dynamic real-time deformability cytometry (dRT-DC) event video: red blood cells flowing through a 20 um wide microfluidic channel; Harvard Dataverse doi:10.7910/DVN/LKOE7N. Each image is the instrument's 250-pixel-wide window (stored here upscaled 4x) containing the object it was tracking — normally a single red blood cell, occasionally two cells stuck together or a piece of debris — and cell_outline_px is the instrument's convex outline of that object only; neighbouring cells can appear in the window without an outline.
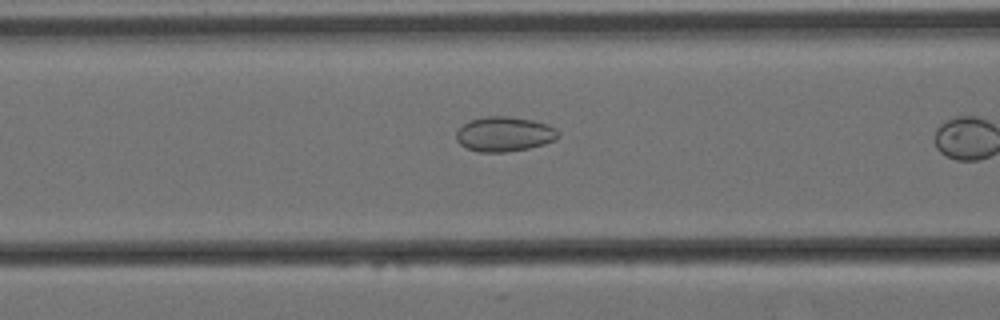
{"species": "Egyptian fruit bat (a non-hibernating species)", "species_latin": "Rousettus aegyptiacus", "temperature_condition": "cold", "stored_images_in_passage": 16, "camera_frame_rate_fps": 3000, "um_per_image_px": 0.085, "animal": {"sex": "female"}, "frame": {"image": 1, "passage_image": 14, "time_ms": 4.333, "image_size_px": [1000, 320], "cell_outline_px": [[560, 136], [556, 140], [544, 144], [528, 148], [508, 152], [480, 152], [468, 148], [460, 144], [456, 140], [456, 132], [468, 120], [484, 116], [508, 116], [532, 120], [548, 124], [556, 128], [560, 132]], "centroid_in_image_um": [42.89, 11.39], "position_along_channel_um": 123.7, "area_um2": 20.87}}